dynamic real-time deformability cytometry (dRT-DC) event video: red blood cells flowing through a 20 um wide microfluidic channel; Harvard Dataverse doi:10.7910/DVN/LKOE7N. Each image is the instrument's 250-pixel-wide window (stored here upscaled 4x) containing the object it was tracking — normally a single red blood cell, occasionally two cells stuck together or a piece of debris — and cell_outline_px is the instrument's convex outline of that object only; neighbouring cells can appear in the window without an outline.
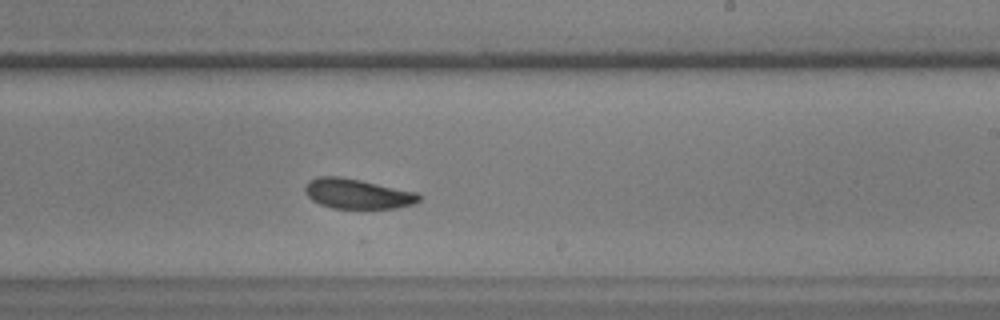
{"species": "common noctule bat (a hibernating species)", "species_latin": "Nyctalus noctula", "temperature_condition": "warm", "stored_images_in_passage": 36, "camera_frame_rate_fps": 3000, "um_per_image_px": 0.085, "animal": {"sex": "male", "body_mass_g": 17.9, "forearm_length_mm": 54.2}, "frame": {"image": 1, "passage_image": 16, "time_ms": 5.0, "image_size_px": [1000, 320], "cell_outline_px": [[420, 200], [416, 204], [396, 208], [332, 208], [320, 204], [312, 200], [304, 192], [304, 188], [308, 180], [316, 176], [340, 176], [420, 192]], "centroid_in_image_um": [30.4, 16.46], "position_along_channel_um": 258.6, "area_um2": 20.17}}
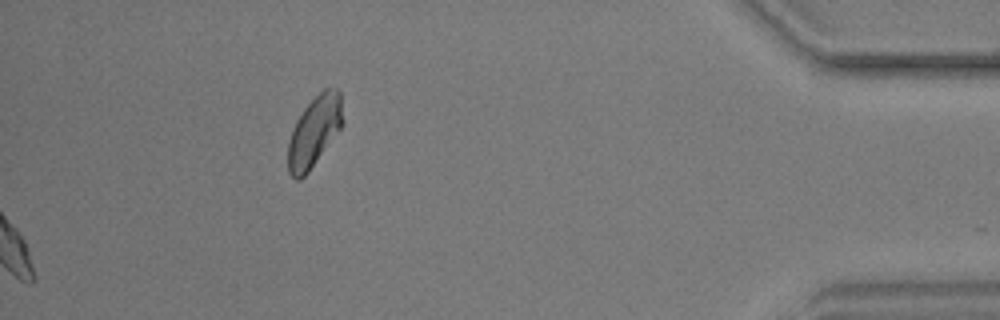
{"frame": {"image": 2, "passage_image": 36, "time_ms": 11.667, "image_size_px": [1000, 320], "cell_outline_px": [[344, 124], [308, 172], [300, 180], [296, 180], [288, 172], [288, 140], [292, 128], [296, 120], [304, 108], [324, 88], [336, 88], [340, 92], [344, 120]], "centroid_in_image_um": [26.72, 11.17], "position_along_channel_um": 408.5, "area_um2": 22.54}}